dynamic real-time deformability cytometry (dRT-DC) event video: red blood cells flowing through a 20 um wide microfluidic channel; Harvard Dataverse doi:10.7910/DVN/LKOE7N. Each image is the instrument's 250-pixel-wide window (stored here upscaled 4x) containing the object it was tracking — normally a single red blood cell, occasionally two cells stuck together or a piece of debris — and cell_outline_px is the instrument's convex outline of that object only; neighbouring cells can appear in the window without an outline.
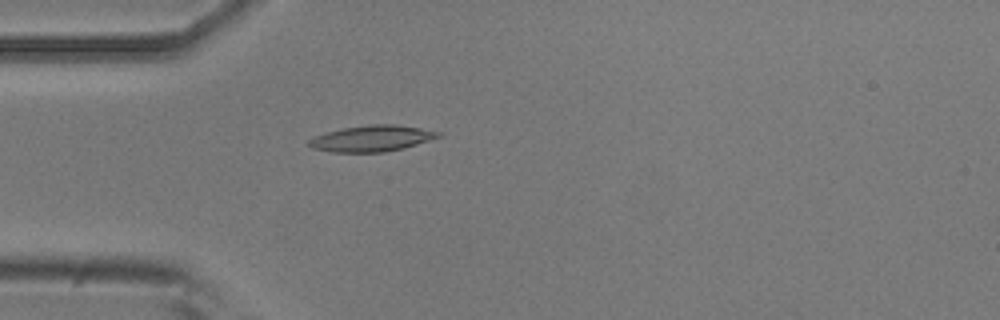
{"species": "common noctule bat (a hibernating species)", "species_latin": "Nyctalus noctula", "temperature_condition": "room temperature", "stored_images_in_passage": 5, "camera_frame_rate_fps": 3000, "um_per_image_px": 0.085, "animal": {"sex": "male", "body_mass_g": 20.5, "forearm_length_mm": 52.5}, "frame": {"image": 1, "passage_image": 5, "time_ms": 1.333, "image_size_px": [1000, 320], "cell_outline_px": [[444, 132], [440, 136], [404, 148], [384, 152], [332, 152], [312, 148], [308, 144], [308, 140], [312, 136], [340, 128], [368, 124], [396, 124]], "centroid_in_image_um": [31.57, 11.75], "position_along_channel_um": 53.4, "area_um2": 19.83}}